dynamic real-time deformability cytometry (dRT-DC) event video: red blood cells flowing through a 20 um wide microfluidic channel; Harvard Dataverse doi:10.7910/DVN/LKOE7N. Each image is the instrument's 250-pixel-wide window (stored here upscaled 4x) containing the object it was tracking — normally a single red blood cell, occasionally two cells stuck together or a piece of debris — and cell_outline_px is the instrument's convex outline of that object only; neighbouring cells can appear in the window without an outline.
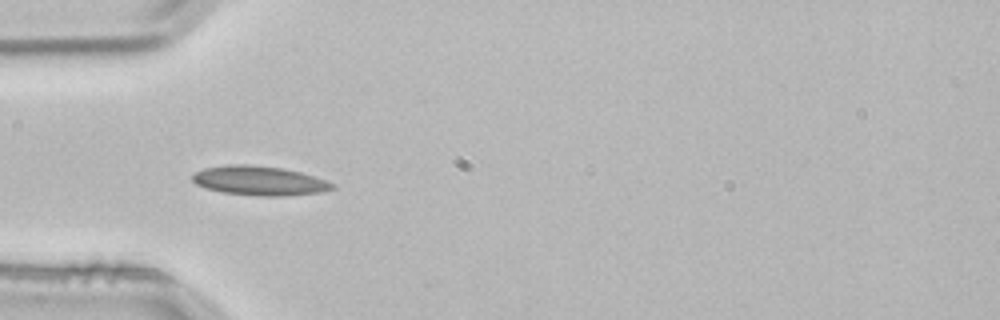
{"species": "common noctule bat (a hibernating species)", "species_latin": "Nyctalus noctula", "temperature_condition": "room temperature", "stored_images_in_passage": 3, "camera_frame_rate_fps": 3000, "um_per_image_px": 0.085, "animal": {"sex": "male", "body_mass_g": 21.5, "forearm_length_mm": 52.0}, "frame": {"image": 1, "passage_image": 3, "time_ms": 0.667, "image_size_px": [1000, 320], "cell_outline_px": [[336, 188], [320, 192], [284, 196], [256, 196], [224, 192], [208, 188], [196, 184], [192, 180], [192, 176], [196, 172], [204, 168], [228, 164], [248, 164], [284, 168], [300, 172], [336, 184]], "centroid_in_image_um": [22.06, 15.35], "position_along_channel_um": 62.9, "area_um2": 23.81}}